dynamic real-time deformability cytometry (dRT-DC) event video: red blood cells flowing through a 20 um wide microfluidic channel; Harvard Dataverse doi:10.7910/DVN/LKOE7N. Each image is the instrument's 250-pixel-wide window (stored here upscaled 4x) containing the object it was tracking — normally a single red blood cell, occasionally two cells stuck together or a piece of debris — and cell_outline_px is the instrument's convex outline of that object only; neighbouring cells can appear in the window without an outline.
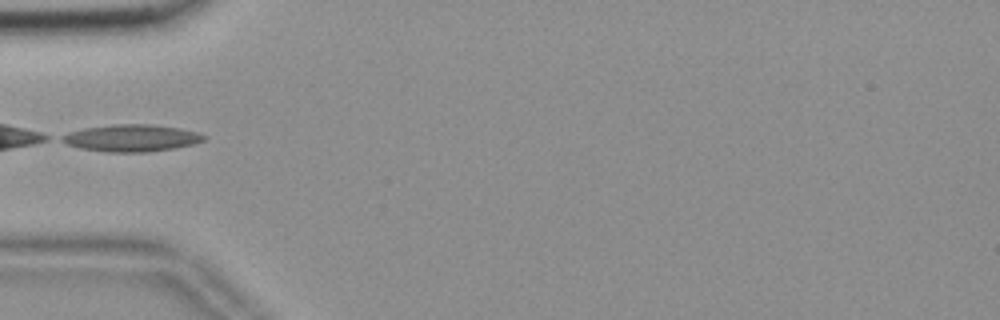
{"species": "common noctule bat (a hibernating species)", "species_latin": "Nyctalus noctula", "temperature_condition": "room temperature", "stored_images_in_passage": 36, "camera_frame_rate_fps": 3000, "um_per_image_px": 0.085, "animal": {"sex": "female", "body_mass_g": 18.4}, "frame": {"image": 1, "passage_image": 1, "time_ms": 0.0, "image_size_px": [1000, 320], "cell_outline_px": [[208, 136], [204, 140], [192, 144], [172, 148], [148, 152], [108, 152], [80, 148], [68, 144], [60, 140], [60, 136], [68, 132], [84, 128], [112, 124], [152, 124], [180, 128], [196, 132]], "centroid_in_image_um": [11.15, 11.72], "position_along_channel_um": 73.8, "area_um2": 22.31}}